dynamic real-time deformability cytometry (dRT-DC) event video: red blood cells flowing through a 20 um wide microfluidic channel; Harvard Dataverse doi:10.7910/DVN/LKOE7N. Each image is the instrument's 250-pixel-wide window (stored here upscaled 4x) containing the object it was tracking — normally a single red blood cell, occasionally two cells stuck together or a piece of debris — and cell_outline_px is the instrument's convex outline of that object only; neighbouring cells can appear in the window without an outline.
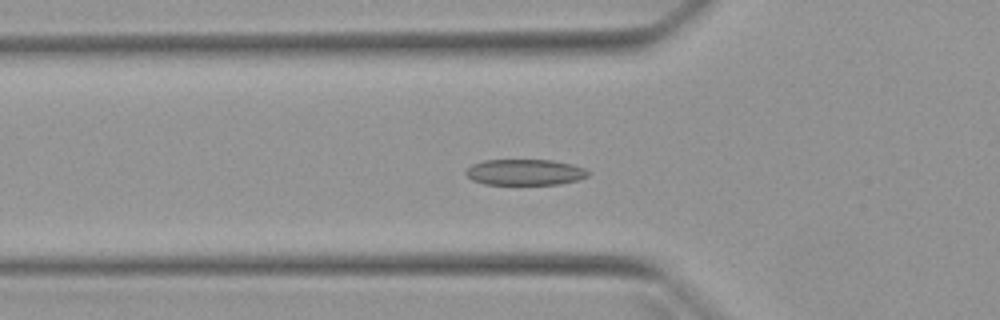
{"species": "Egyptian fruit bat (a non-hibernating species)", "species_latin": "Rousettus aegyptiacus", "temperature_condition": "warm", "stored_images_in_passage": 38, "camera_frame_rate_fps": 3000, "um_per_image_px": 0.085, "animal": {"sex": "female"}, "frame": {"image": 1, "passage_image": 8, "time_ms": 2.333, "image_size_px": [1000, 320], "cell_outline_px": [[588, 176], [580, 180], [560, 184], [484, 184], [472, 180], [464, 172], [472, 164], [484, 160], [552, 160], [572, 164], [584, 168], [588, 172]], "centroid_in_image_um": [44.62, 14.64], "position_along_channel_um": 81.2, "area_um2": 18.5}}
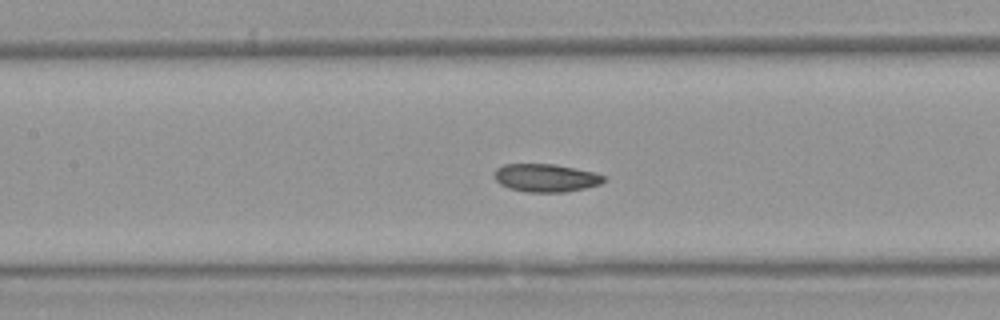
{"frame": {"image": 2, "passage_image": 14, "time_ms": 4.333, "image_size_px": [1000, 320], "cell_outline_px": [[604, 180], [600, 184], [584, 188], [564, 192], [528, 192], [508, 188], [500, 184], [492, 176], [496, 168], [504, 164], [552, 164], [592, 172], [604, 176]], "centroid_in_image_um": [46.32, 15.12], "position_along_channel_um": 161.1, "area_um2": 17.69}}
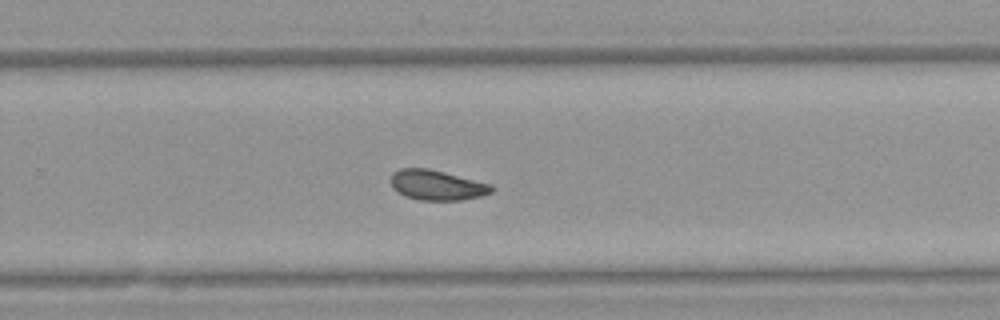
{"frame": {"image": 3, "passage_image": 24, "time_ms": 7.667, "image_size_px": [1000, 320], "cell_outline_px": [[496, 188], [492, 192], [480, 196], [460, 200], [420, 200], [404, 196], [392, 188], [392, 172], [400, 168], [428, 168], [492, 184]], "centroid_in_image_um": [37.15, 15.73], "position_along_channel_um": 292.7, "area_um2": 17.69}, "authors_computed_cell_mechanics": {"area_um2": 17.6868, "velocity_mm_per_s": 3.9654, "shape_relaxation_time_tau1_ms": 5.8817, "shape_relaxation_time_tau2_ms": 2.4541, "deformation_change_tau1": 0.1381, "deformation_change_tau2": 0.0719}}